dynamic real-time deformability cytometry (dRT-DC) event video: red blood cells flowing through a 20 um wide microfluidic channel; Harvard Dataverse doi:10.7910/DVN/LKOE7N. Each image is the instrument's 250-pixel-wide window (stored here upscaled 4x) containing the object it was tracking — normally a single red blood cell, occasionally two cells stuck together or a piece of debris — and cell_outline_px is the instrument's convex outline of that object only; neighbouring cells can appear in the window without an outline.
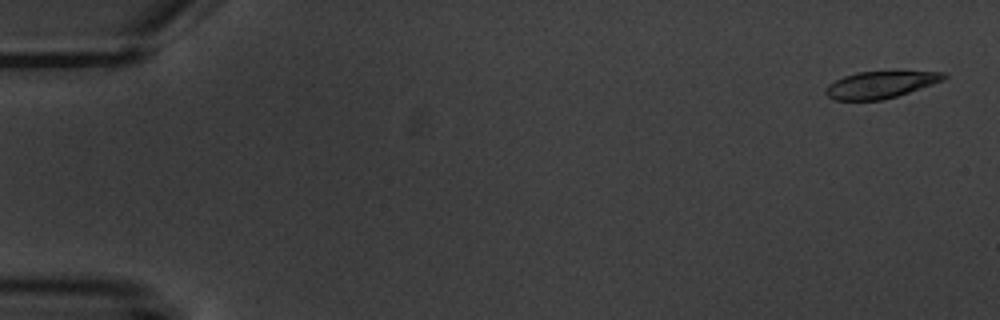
{"species": "common noctule bat (a hibernating species)", "species_latin": "Nyctalus noctula", "temperature_condition": "warm", "stored_images_in_passage": 5, "camera_frame_rate_fps": 3000, "um_per_image_px": 0.085, "animal": {"sex": "male", "body_mass_g": 20.1, "forearm_length_mm": 53.5}, "frame": {"image": 1, "passage_image": 1, "time_ms": 0.0, "image_size_px": [1000, 320], "cell_outline_px": [[948, 76], [944, 80], [884, 100], [836, 100], [828, 96], [824, 92], [828, 84], [844, 76], [856, 72], [944, 72]], "centroid_in_image_um": [74.81, 7.21], "position_along_channel_um": 10.2, "area_um2": 18.21}}
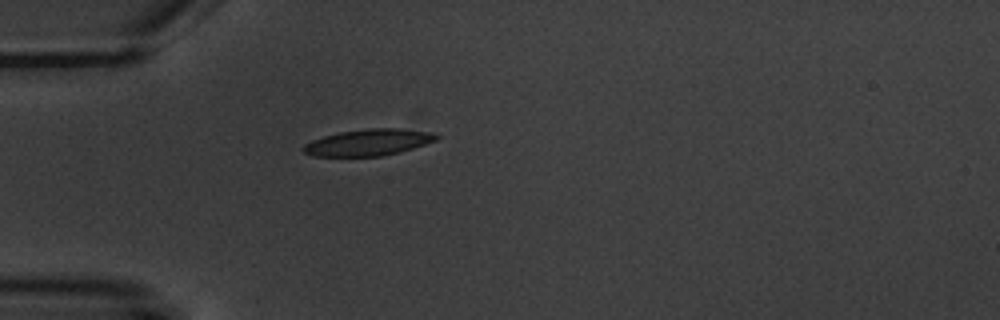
{"frame": {"image": 2, "passage_image": 5, "time_ms": 5.0, "image_size_px": [1000, 320], "cell_outline_px": [[440, 136], [436, 140], [400, 152], [380, 156], [312, 156], [304, 152], [300, 148], [304, 144], [312, 140], [324, 136], [340, 132], [368, 128], [400, 128], [428, 132]], "centroid_in_image_um": [31.27, 12.1], "position_along_channel_um": 53.7, "area_um2": 20.4}}